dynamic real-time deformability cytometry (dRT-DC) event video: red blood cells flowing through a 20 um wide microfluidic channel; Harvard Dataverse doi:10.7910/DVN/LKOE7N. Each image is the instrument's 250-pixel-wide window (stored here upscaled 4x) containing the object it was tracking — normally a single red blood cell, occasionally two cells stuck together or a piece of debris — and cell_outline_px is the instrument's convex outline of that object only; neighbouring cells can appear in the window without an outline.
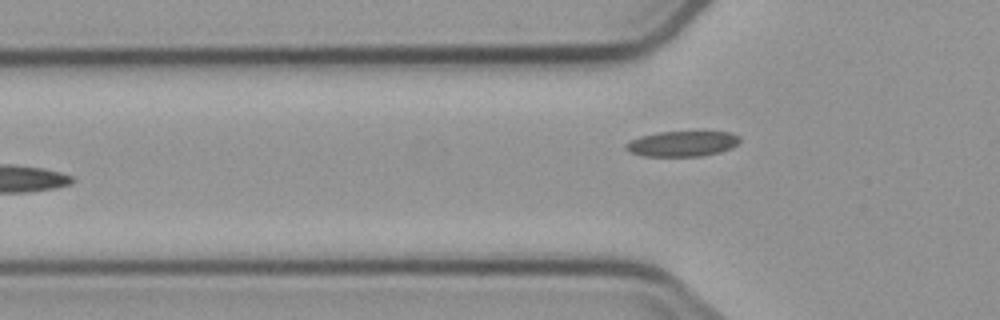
{"species": "common noctule bat (a hibernating species)", "species_latin": "Nyctalus noctula", "temperature_condition": "cold", "stored_images_in_passage": 6, "camera_frame_rate_fps": 3000, "um_per_image_px": 0.085, "animal": {"sex": "male", "body_mass_g": 23.1, "forearm_length_mm": 52.7}, "frame": {"image": 1, "passage_image": 6, "time_ms": 6.667, "image_size_px": [1000, 320], "cell_outline_px": [[740, 140], [732, 148], [720, 152], [700, 156], [644, 156], [628, 152], [624, 148], [624, 144], [640, 136], [656, 132], [728, 132], [740, 136]], "centroid_in_image_um": [57.96, 12.22], "position_along_channel_um": 67.8, "area_um2": 16.88}}